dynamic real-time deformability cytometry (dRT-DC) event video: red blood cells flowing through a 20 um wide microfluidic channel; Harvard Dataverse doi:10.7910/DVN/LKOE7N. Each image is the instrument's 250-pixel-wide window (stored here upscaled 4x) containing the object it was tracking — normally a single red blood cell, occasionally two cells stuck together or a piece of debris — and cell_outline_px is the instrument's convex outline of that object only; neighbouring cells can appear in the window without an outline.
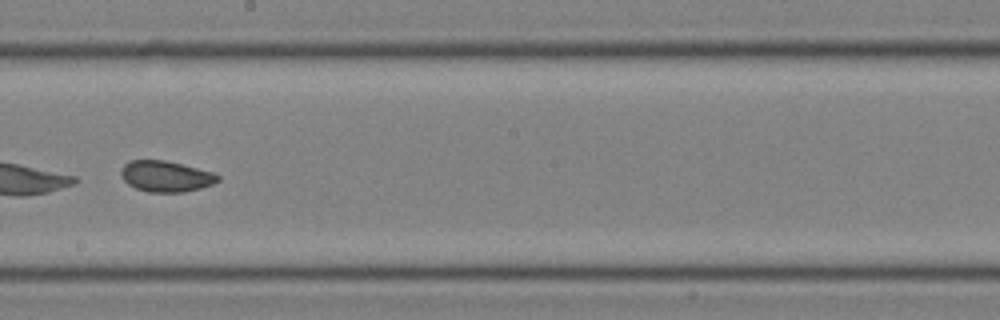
{"species": "common noctule bat (a hibernating species)", "species_latin": "Nyctalus noctula", "temperature_condition": "room temperature", "stored_images_in_passage": 29, "camera_frame_rate_fps": 3000, "um_per_image_px": 0.085, "animal": {"sex": "male", "body_mass_g": 19.0, "forearm_length_mm": 50.8}, "frame": {"image": 1, "passage_image": 17, "time_ms": 5.333, "image_size_px": [1000, 320], "cell_outline_px": [[220, 180], [212, 184], [200, 188], [184, 192], [148, 192], [136, 188], [128, 184], [120, 176], [120, 168], [124, 164], [132, 160], [164, 160], [212, 172], [220, 176]], "centroid_in_image_um": [14.06, 14.99], "position_along_channel_um": 234.1, "area_um2": 17.4}}